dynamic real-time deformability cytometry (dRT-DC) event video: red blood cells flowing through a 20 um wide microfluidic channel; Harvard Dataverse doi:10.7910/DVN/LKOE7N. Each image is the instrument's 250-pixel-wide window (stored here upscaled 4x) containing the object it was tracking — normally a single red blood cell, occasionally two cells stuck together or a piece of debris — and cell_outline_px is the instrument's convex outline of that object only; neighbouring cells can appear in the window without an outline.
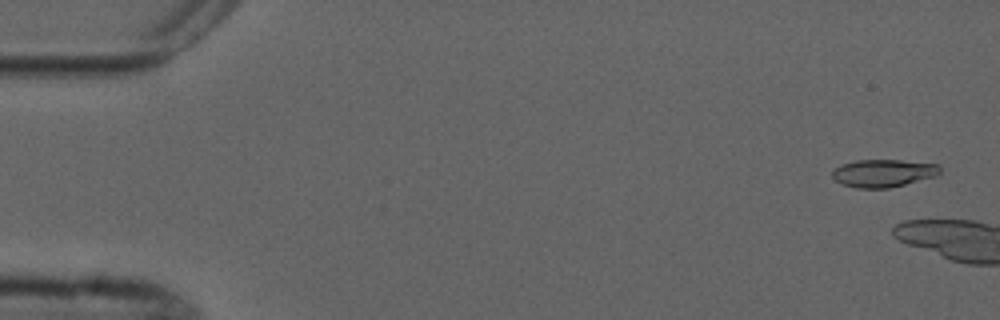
{"species": "common noctule bat (a hibernating species)", "species_latin": "Nyctalus noctula", "temperature_condition": "cold", "stored_images_in_passage": 4, "camera_frame_rate_fps": 3000, "um_per_image_px": 0.085, "animal": {"sex": "male", "forearm_length_mm": 52.5}, "frame": {"image": 1, "passage_image": 1, "time_ms": 0.0, "image_size_px": [1000, 320], "cell_outline_px": [[940, 172], [936, 176], [888, 188], [856, 188], [844, 184], [836, 180], [832, 176], [832, 172], [840, 164], [856, 160], [900, 160], [940, 164]], "centroid_in_image_um": [75.09, 14.7], "position_along_channel_um": 9.9, "area_um2": 17.28}}